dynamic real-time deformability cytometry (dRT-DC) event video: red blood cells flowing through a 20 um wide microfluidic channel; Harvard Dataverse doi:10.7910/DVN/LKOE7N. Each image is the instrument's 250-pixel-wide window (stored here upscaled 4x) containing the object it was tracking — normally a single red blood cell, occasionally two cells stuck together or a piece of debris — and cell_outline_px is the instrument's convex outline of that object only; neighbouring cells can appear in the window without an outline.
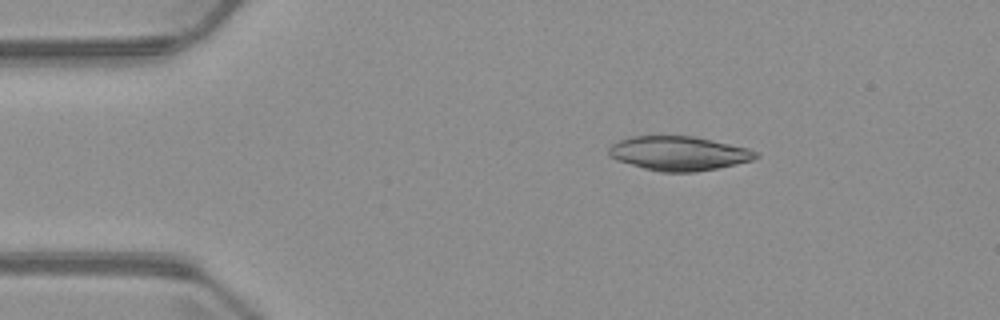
{"species": "common noctule bat (a hibernating species)", "species_latin": "Nyctalus noctula", "temperature_condition": "warm", "stored_images_in_passage": 4, "camera_frame_rate_fps": 3000, "um_per_image_px": 0.085, "animal": {"sex": "male", "body_mass_g": 23.1, "forearm_length_mm": 52.7}, "frame": {"image": 1, "passage_image": 1, "time_ms": 0.0, "image_size_px": [1000, 320], "cell_outline_px": [[760, 156], [752, 160], [736, 164], [696, 172], [660, 172], [644, 168], [616, 160], [608, 156], [608, 148], [612, 144], [628, 136], [692, 136], [712, 140], [748, 148], [760, 152]], "centroid_in_image_um": [57.69, 13.04], "position_along_channel_um": 27.3, "area_um2": 29.42}}